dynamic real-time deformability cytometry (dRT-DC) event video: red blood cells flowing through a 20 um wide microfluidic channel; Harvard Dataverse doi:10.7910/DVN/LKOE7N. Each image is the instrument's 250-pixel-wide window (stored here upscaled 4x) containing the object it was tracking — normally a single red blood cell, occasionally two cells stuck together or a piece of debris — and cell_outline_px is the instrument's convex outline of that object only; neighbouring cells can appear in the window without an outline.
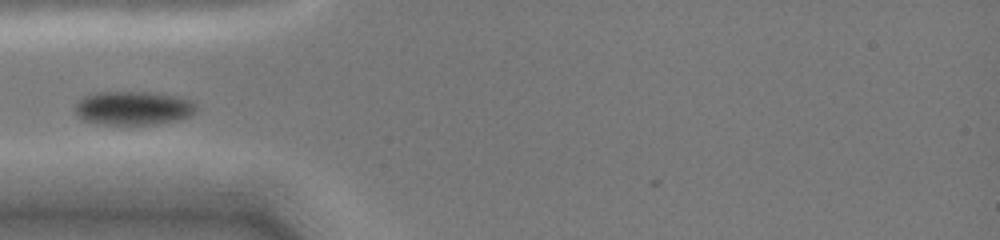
{"species": "common noctule bat (a hibernating species)", "species_latin": "Nyctalus noctula", "temperature_condition": "cold", "stored_images_in_passage": 33, "camera_frame_rate_fps": 3000, "um_per_image_px": 0.085, "animal": {"sex": "female", "body_mass_g": 19.0, "forearm_length_mm": 51.5}, "frame": {"image": 1, "passage_image": 3, "time_ms": 0.667, "image_size_px": [1000, 240], "cell_outline_px": [[196, 112], [180, 120], [156, 124], [100, 124], [84, 120], [76, 116], [76, 104], [84, 96], [96, 92], [156, 92], [176, 96], [192, 100], [196, 104]], "centroid_in_image_um": [11.36, 9.18], "position_along_channel_um": 73.6, "area_um2": 23.99}}
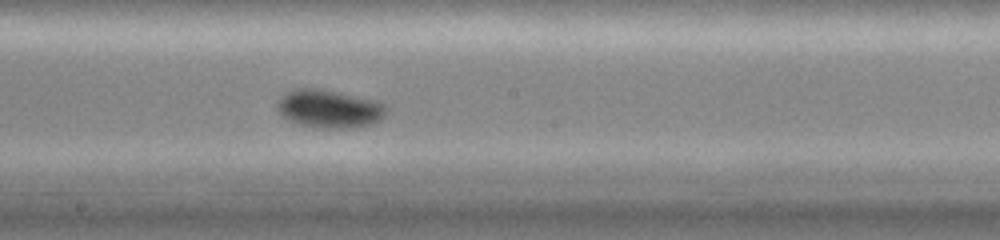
{"frame": {"image": 2, "passage_image": 13, "time_ms": 4.333, "image_size_px": [1000, 240], "cell_outline_px": [[388, 112], [380, 120], [372, 124], [356, 128], [316, 128], [300, 124], [288, 120], [276, 108], [276, 100], [280, 96], [296, 88], [324, 88], [376, 100], [384, 104], [388, 108]], "centroid_in_image_um": [28.01, 9.24], "position_along_channel_um": 220.2, "area_um2": 24.8}}
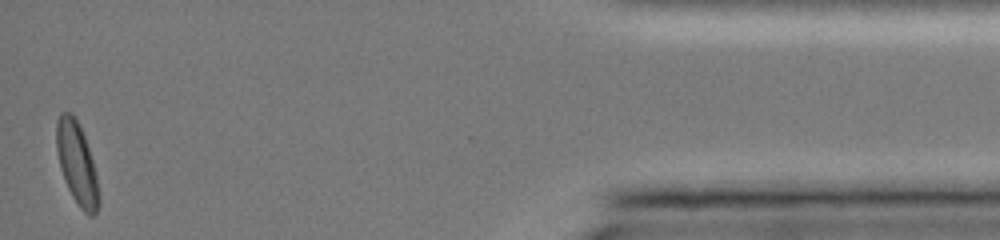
{"frame": {"image": 3, "passage_image": 33, "time_ms": 11.333, "image_size_px": [1000, 240], "cell_outline_px": [[100, 204], [96, 212], [92, 216], [88, 216], [80, 208], [72, 196], [64, 180], [60, 168], [56, 148], [56, 120], [60, 112], [68, 112], [76, 120], [84, 136], [92, 160], [96, 176], [100, 196]], "centroid_in_image_um": [6.53, 13.94], "position_along_channel_um": 428.7, "area_um2": 20.11}, "authors_computed_cell_mechanics": {"area_um2": 21.964, "velocity_mm_per_s": 4.0076, "shape_relaxation_time_tau1_ms": 0.9746, "shape_relaxation_time_tau2_ms": null, "deformation_change_tau1": 0.0528, "deformation_change_tau2": null}}